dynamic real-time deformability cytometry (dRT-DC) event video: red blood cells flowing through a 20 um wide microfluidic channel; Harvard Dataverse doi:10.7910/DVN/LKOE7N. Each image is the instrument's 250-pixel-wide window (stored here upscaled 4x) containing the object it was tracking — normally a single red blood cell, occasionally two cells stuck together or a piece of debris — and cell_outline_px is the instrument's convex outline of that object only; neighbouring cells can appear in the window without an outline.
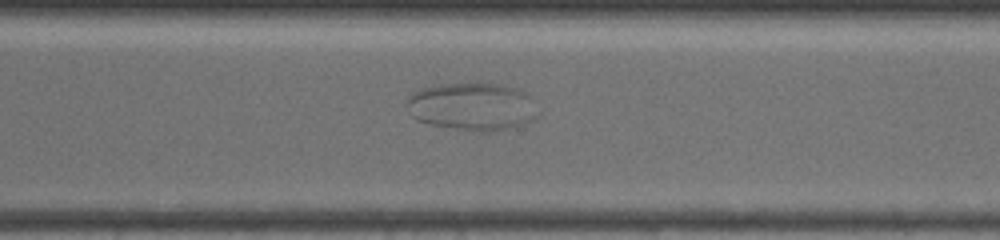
{"species": "common noctule bat (a hibernating species)", "species_latin": "Nyctalus noctula", "temperature_condition": "warm", "stored_images_in_passage": 35, "segment_of_instrument_passage": [2, 2], "camera_frame_rate_fps": 3000, "um_per_image_px": 0.085, "animal": {"sex": "female", "body_mass_g": 19.5, "forearm_length_mm": 54.1}, "frame": {"image": 1, "passage_image": 26, "time_ms": 13.333, "image_size_px": [1000, 240], "cell_outline_px": [[540, 112], [536, 116], [520, 124], [508, 128], [460, 128], [428, 124], [416, 120], [412, 116]], "centroid_in_image_um": [40.64, 10.21], "position_along_channel_um": 330.0, "area_um2": 10.17}}